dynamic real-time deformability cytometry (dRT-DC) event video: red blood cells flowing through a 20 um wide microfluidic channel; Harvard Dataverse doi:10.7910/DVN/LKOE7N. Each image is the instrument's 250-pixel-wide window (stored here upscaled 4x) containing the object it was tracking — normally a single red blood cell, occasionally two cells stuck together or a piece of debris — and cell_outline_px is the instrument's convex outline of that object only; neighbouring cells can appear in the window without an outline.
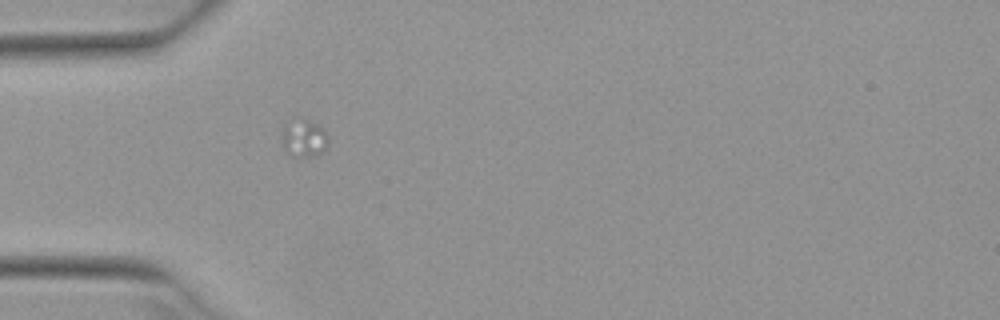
{"species": "Egyptian fruit bat (a non-hibernating species)", "species_latin": "Rousettus aegyptiacus", "temperature_condition": "warm", "stored_images_in_passage": 7, "camera_frame_rate_fps": 3000, "um_per_image_px": 0.085, "animal": {"sex": "female"}, "frame": {"image": 1, "passage_image": 1, "time_ms": 0.0, "image_size_px": [1000, 320], "cell_outline_px": [[328, 144], [324, 152], [320, 156], [292, 156], [284, 148], [280, 136], [284, 128], [292, 116], [300, 116], [324, 128], [328, 140]], "centroid_in_image_um": [25.83, 11.72], "position_along_channel_um": 59.2, "area_um2": 10.58}}